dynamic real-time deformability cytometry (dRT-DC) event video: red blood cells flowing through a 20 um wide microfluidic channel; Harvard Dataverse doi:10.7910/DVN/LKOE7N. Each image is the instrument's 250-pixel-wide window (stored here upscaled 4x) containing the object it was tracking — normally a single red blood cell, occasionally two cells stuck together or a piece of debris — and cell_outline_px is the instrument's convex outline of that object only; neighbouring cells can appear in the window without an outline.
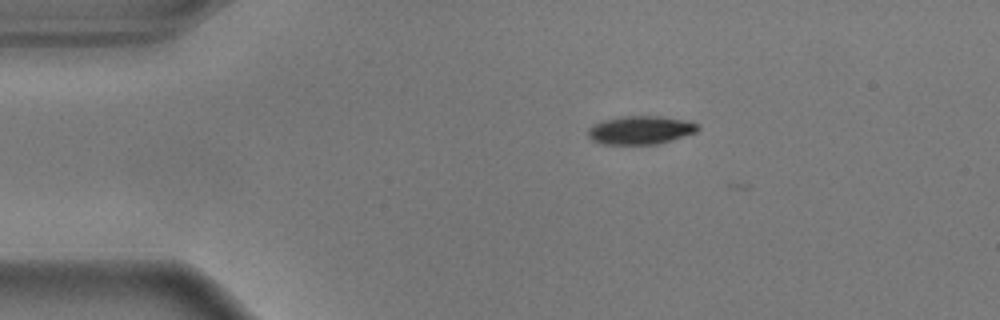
{"species": "common noctule bat (a hibernating species)", "species_latin": "Nyctalus noctula", "temperature_condition": "warm", "stored_images_in_passage": 9, "camera_frame_rate_fps": 3000, "um_per_image_px": 0.085, "animal": {"sex": "male", "body_mass_g": 17.9}, "frame": {"image": 1, "passage_image": 4, "time_ms": 1.0, "image_size_px": [1000, 320], "cell_outline_px": [[700, 128], [696, 132], [656, 144], [604, 144], [592, 140], [588, 136], [588, 128], [604, 120], [620, 116], [660, 116], [684, 120], [700, 124]], "centroid_in_image_um": [54.44, 11.05], "position_along_channel_um": 30.6, "area_um2": 17.98}}